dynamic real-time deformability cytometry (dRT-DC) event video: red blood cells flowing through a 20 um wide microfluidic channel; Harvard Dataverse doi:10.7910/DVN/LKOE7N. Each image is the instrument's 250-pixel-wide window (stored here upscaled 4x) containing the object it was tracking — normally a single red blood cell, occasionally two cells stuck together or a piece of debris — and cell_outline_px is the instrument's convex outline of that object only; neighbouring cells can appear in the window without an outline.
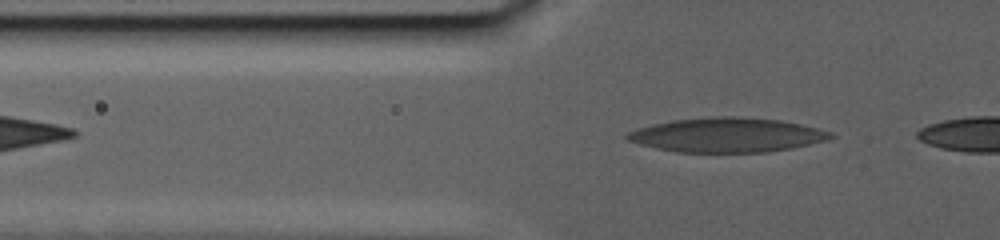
{"species": "human", "species_latin": "Homo sapiens", "temperature_condition": "warm", "stored_images_in_passage": 52, "camera_frame_rate_fps": 3000, "um_per_image_px": 0.085, "donor": {"sex": "male"}, "frame": {"image": 1, "passage_image": 4, "time_ms": 1.0, "image_size_px": [1000, 240], "cell_outline_px": [[836, 136], [828, 140], [792, 148], [768, 152], [676, 152], [656, 148], [640, 144], [628, 140], [624, 136], [628, 132], [636, 128], [652, 124], [672, 120], [712, 116], [736, 116], [780, 120], [800, 124], [832, 132]], "centroid_in_image_um": [61.79, 11.47], "position_along_channel_um": 64.0, "area_um2": 40.92}}
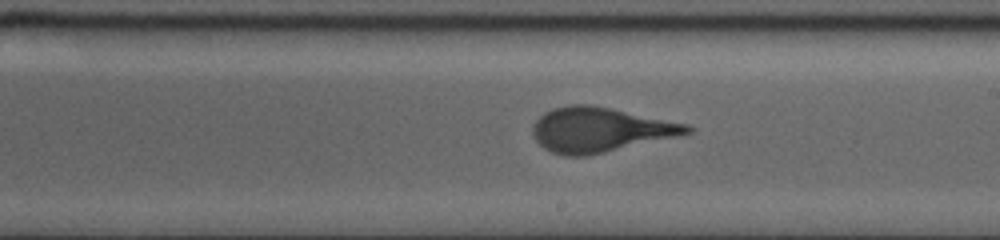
{"frame": {"image": 2, "passage_image": 27, "time_ms": 8.667, "image_size_px": [1000, 240], "cell_outline_px": [[692, 132], [604, 152], [584, 156], [564, 156], [552, 152], [544, 148], [536, 140], [532, 132], [532, 124], [544, 112], [552, 108], [568, 104], [588, 104], [612, 108], [688, 124], [692, 128]], "centroid_in_image_um": [50.93, 11.01], "position_along_channel_um": 238.1, "area_um2": 39.77}}
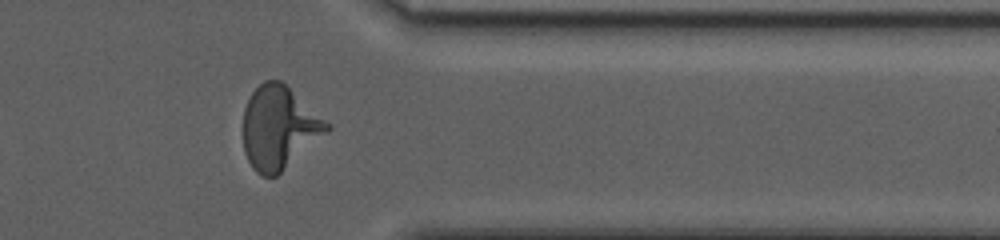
{"frame": {"image": 3, "passage_image": 46, "time_ms": 15.0, "image_size_px": [1000, 240], "cell_outline_px": [[332, 128], [328, 132], [276, 176], [260, 176], [252, 168], [244, 152], [244, 108], [252, 92], [264, 80], [280, 80], [332, 124]], "centroid_in_image_um": [23.73, 10.85], "position_along_channel_um": 387.7, "area_um2": 40.34}}